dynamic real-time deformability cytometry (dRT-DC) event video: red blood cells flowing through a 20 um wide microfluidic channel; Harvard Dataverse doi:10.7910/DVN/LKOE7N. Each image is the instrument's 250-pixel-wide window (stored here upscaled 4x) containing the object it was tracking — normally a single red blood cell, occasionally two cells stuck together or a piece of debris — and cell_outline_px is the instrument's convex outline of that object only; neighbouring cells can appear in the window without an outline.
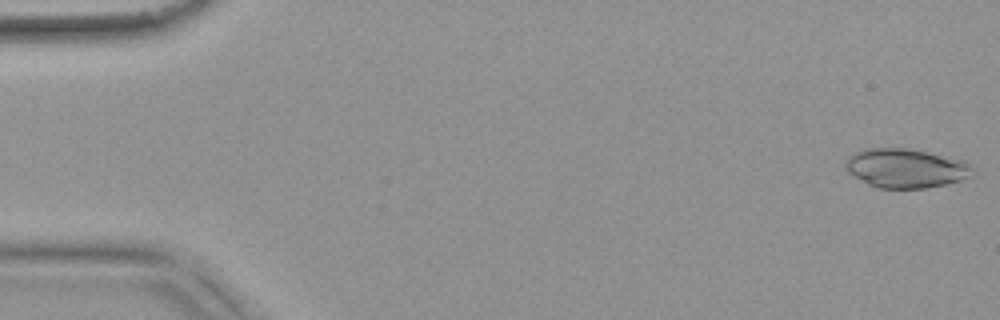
{"species": "common noctule bat (a hibernating species)", "species_latin": "Nyctalus noctula", "temperature_condition": "warm", "stored_images_in_passage": 53, "camera_frame_rate_fps": 3000, "um_per_image_px": 0.085, "animal": {"sex": "female", "body_mass_g": 18.4}, "frame": {"image": 1, "passage_image": 1, "time_ms": 0.0, "image_size_px": [1000, 320], "cell_outline_px": [[972, 168], [960, 180], [944, 184], [924, 188], [880, 188], [868, 184], [848, 172], [844, 164], [848, 156], [864, 148], [908, 148], [928, 152], [964, 160]], "centroid_in_image_um": [76.91, 14.28], "position_along_channel_um": 8.1, "area_um2": 28.5}}
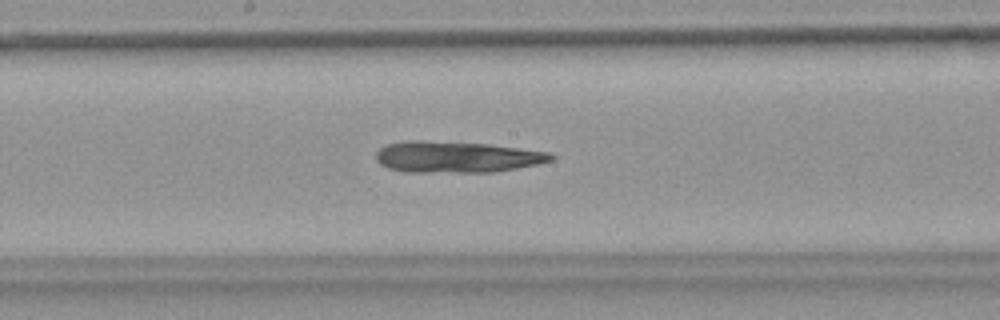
{"frame": {"image": 2, "passage_image": 28, "time_ms": 9.0, "image_size_px": [1000, 320], "cell_outline_px": [[556, 156], [552, 160], [536, 164], [496, 172], [404, 172], [388, 168], [380, 164], [376, 160], [376, 152], [380, 148], [388, 144], [404, 140], [420, 140], [488, 144], [552, 152]], "centroid_in_image_um": [38.8, 13.34], "position_along_channel_um": 209.4, "area_um2": 32.08}}
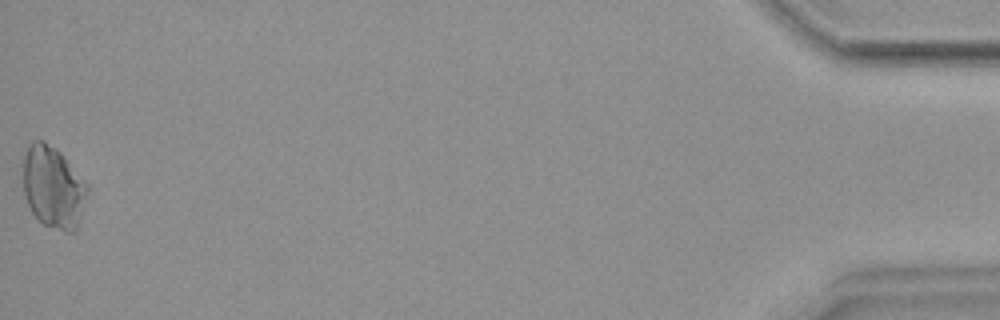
{"frame": {"image": 3, "passage_image": 53, "time_ms": 17.333, "image_size_px": [1000, 320], "cell_outline_px": [[88, 192], [76, 228], [72, 232], [64, 232], [44, 224], [32, 212], [24, 196], [20, 164], [28, 144], [32, 140], [44, 140], [56, 148], [60, 152], [88, 184]], "centroid_in_image_um": [4.46, 15.85], "position_along_channel_um": 430.7, "area_um2": 31.15}}